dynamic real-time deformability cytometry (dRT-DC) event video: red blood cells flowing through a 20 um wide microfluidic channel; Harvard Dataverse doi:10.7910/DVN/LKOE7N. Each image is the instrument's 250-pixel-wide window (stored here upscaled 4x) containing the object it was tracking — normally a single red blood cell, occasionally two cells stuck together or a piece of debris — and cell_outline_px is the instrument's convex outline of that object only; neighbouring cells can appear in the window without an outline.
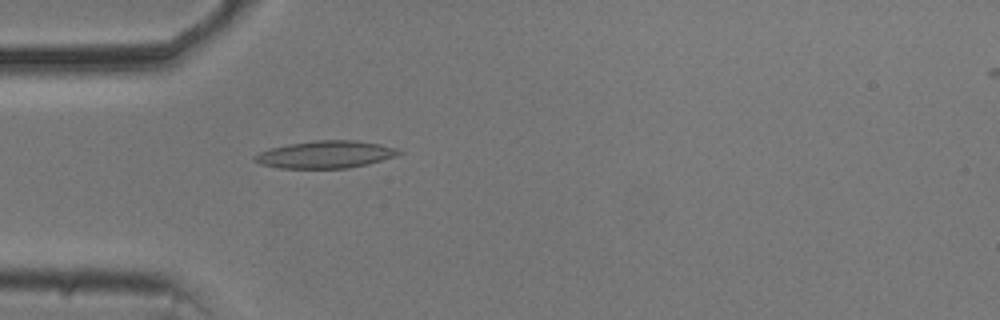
{"species": "common noctule bat (a hibernating species)", "species_latin": "Nyctalus noctula", "temperature_condition": "cold", "stored_images_in_passage": 18, "camera_frame_rate_fps": 3000, "um_per_image_px": 0.085, "animal": {"sex": "male", "body_mass_g": 20.5, "forearm_length_mm": 52.5}, "frame": {"image": 1, "passage_image": 1, "time_ms": 0.0, "image_size_px": [1000, 320], "cell_outline_px": [[404, 152], [396, 156], [368, 164], [348, 168], [280, 168], [260, 164], [252, 160], [252, 156], [260, 152], [272, 148], [288, 144], [316, 140], [356, 140], [380, 144], [396, 148]], "centroid_in_image_um": [27.67, 13.13], "position_along_channel_um": 57.3, "area_um2": 23.0}}
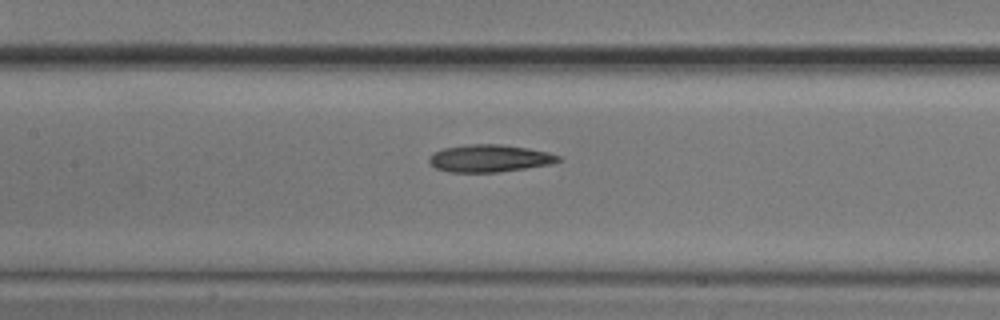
{"frame": {"image": 2, "passage_image": 10, "time_ms": 3.0, "image_size_px": [1000, 320], "cell_outline_px": [[560, 160], [552, 164], [496, 172], [448, 172], [436, 168], [428, 160], [432, 152], [444, 148], [464, 144], [500, 144], [528, 148], [548, 152], [560, 156]], "centroid_in_image_um": [41.58, 13.45], "position_along_channel_um": 165.8, "area_um2": 20.58}}
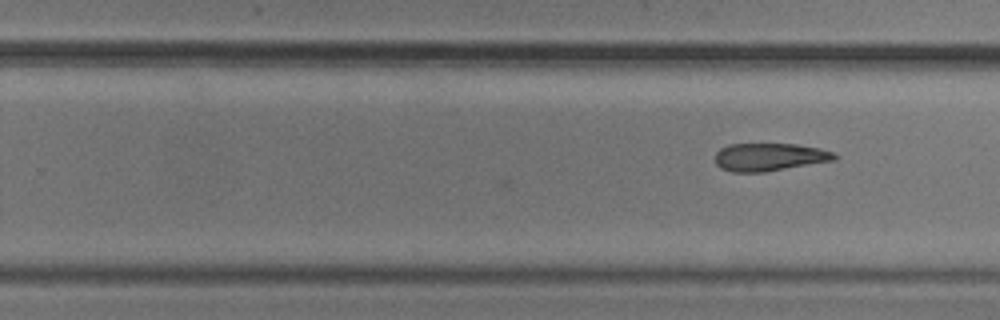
{"frame": {"image": 3, "passage_image": 18, "time_ms": 5.667, "image_size_px": [1000, 320], "cell_outline_px": [[840, 156], [836, 160], [764, 172], [732, 172], [720, 168], [716, 164], [716, 152], [720, 148], [728, 144], [796, 144], [820, 148], [832, 152]], "centroid_in_image_um": [65.41, 13.34], "position_along_channel_um": 264.4, "area_um2": 19.48}}